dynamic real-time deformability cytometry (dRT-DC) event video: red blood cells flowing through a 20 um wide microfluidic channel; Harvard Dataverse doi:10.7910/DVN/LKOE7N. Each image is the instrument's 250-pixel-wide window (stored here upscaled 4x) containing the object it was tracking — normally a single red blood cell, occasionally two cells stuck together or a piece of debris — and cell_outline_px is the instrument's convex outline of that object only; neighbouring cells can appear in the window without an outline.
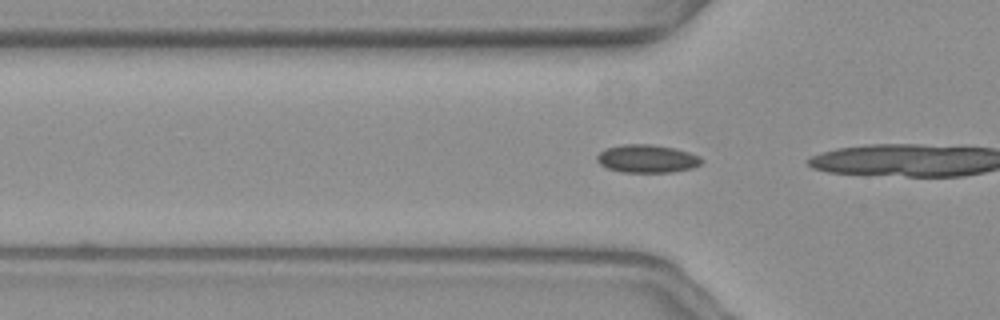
{"species": "common noctule bat (a hibernating species)", "species_latin": "Nyctalus noctula", "temperature_condition": "warm", "stored_images_in_passage": 4, "camera_frame_rate_fps": 3000, "um_per_image_px": 0.085, "animal": {"sex": "female", "body_mass_g": 19.3, "forearm_length_mm": 54.1}, "frame": {"image": 1, "passage_image": 3, "time_ms": 0.667, "image_size_px": [1000, 320], "cell_outline_px": [[704, 160], [700, 164], [692, 168], [672, 172], [620, 172], [608, 168], [600, 164], [596, 160], [596, 156], [604, 148], [624, 144], [652, 144], [676, 148], [700, 156]], "centroid_in_image_um": [55.0, 13.48], "position_along_channel_um": 70.8, "area_um2": 17.22}}